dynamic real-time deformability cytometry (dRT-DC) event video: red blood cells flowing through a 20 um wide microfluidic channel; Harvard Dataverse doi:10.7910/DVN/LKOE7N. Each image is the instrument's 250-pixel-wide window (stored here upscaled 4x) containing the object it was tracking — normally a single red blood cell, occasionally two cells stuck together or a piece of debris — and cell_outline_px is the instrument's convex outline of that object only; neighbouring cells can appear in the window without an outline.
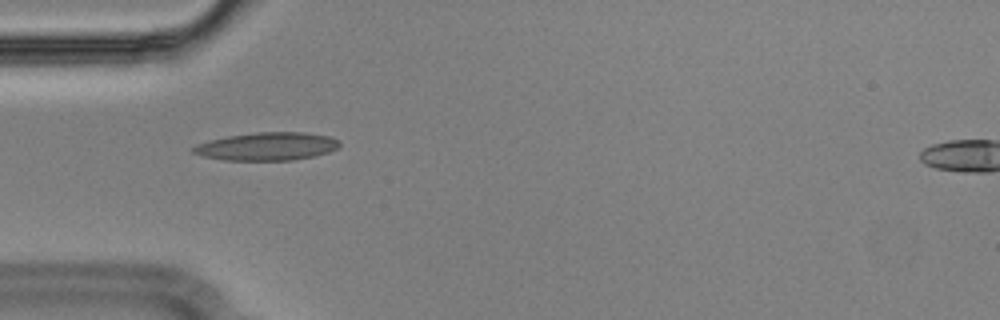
{"species": "Egyptian fruit bat (a non-hibernating species)", "species_latin": "Rousettus aegyptiacus", "temperature_condition": "cold", "stored_images_in_passage": 4, "camera_frame_rate_fps": 3000, "um_per_image_px": 0.085, "animal": {"sex": "male"}, "frame": {"image": 1, "passage_image": 1, "time_ms": 0.0, "image_size_px": [1000, 320], "cell_outline_px": [[340, 144], [336, 148], [328, 152], [316, 156], [292, 160], [224, 160], [204, 156], [192, 152], [192, 148], [196, 144], [208, 140], [228, 136], [256, 132], [304, 132], [332, 136], [340, 140]], "centroid_in_image_um": [22.72, 12.43], "position_along_channel_um": 62.3, "area_um2": 23.99}}
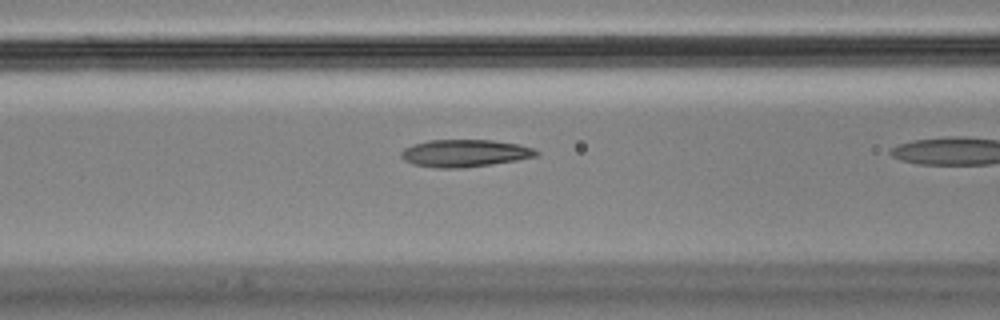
{"frame": {"image": 2, "passage_image": 3, "time_ms": 0.667, "image_size_px": [1000, 320], "cell_outline_px": [[540, 152], [536, 156], [516, 160], [492, 164], [464, 168], [436, 168], [412, 164], [404, 160], [400, 156], [400, 152], [404, 148], [428, 140], [492, 140], [520, 144], [532, 148]], "centroid_in_image_um": [39.49, 13.02], "position_along_channel_um": 127.1, "area_um2": 21.56}}